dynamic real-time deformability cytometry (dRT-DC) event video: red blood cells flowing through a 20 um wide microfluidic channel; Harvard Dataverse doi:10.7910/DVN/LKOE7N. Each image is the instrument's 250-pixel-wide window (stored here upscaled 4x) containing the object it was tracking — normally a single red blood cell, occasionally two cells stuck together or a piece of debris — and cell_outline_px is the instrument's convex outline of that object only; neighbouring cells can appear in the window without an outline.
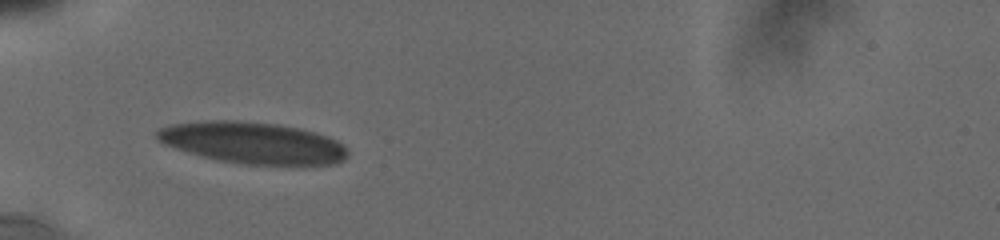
{"species": "human", "species_latin": "Homo sapiens", "temperature_condition": "cold", "stored_images_in_passage": 36, "camera_frame_rate_fps": 3000, "um_per_image_px": 0.085, "donor": {"sex": "male"}, "frame": {"image": 1, "passage_image": 1, "time_ms": 0.0, "image_size_px": [1000, 240], "cell_outline_px": [[348, 152], [344, 160], [336, 164], [304, 168], [244, 164], [216, 160], [200, 156], [164, 144], [156, 140], [156, 132], [160, 128], [172, 124], [204, 120], [240, 120], [276, 124], [300, 128], [328, 136], [336, 140]], "centroid_in_image_um": [21.54, 12.18], "position_along_channel_um": 63.5, "area_um2": 47.45}}
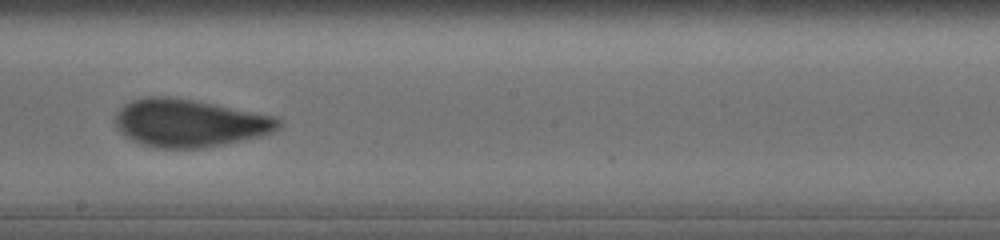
{"frame": {"image": 2, "passage_image": 17, "time_ms": 4.667, "image_size_px": [1000, 240], "cell_outline_px": [[280, 128], [272, 132], [260, 136], [200, 148], [156, 148], [140, 144], [124, 136], [116, 128], [116, 112], [124, 104], [132, 100], [148, 96], [168, 96], [216, 104], [272, 116], [280, 120]], "centroid_in_image_um": [16.04, 10.45], "position_along_channel_um": 232.2, "area_um2": 45.08}}
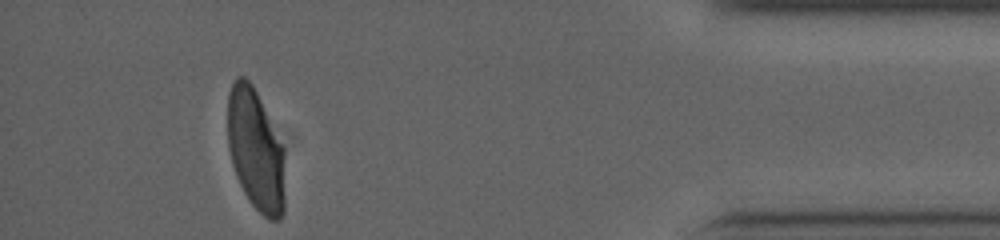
{"frame": {"image": 3, "passage_image": 33, "time_ms": 10.667, "image_size_px": [1000, 240], "cell_outline_px": [[284, 212], [280, 220], [268, 220], [248, 200], [236, 176], [232, 164], [228, 148], [228, 92], [236, 76], [244, 76], [252, 84], [284, 148]], "centroid_in_image_um": [21.72, 12.77], "position_along_channel_um": 413.5, "area_um2": 40.69}, "authors_computed_cell_mechanics": {"area_um2": 44.3037, "velocity_mm_per_s": 3.7889, "shape_relaxation_time_tau1_ms": 7.4082, "shape_relaxation_time_tau2_ms": 0.8769, "deformation_change_tau1": 0.2056, "deformation_change_tau2": 0.0578}}